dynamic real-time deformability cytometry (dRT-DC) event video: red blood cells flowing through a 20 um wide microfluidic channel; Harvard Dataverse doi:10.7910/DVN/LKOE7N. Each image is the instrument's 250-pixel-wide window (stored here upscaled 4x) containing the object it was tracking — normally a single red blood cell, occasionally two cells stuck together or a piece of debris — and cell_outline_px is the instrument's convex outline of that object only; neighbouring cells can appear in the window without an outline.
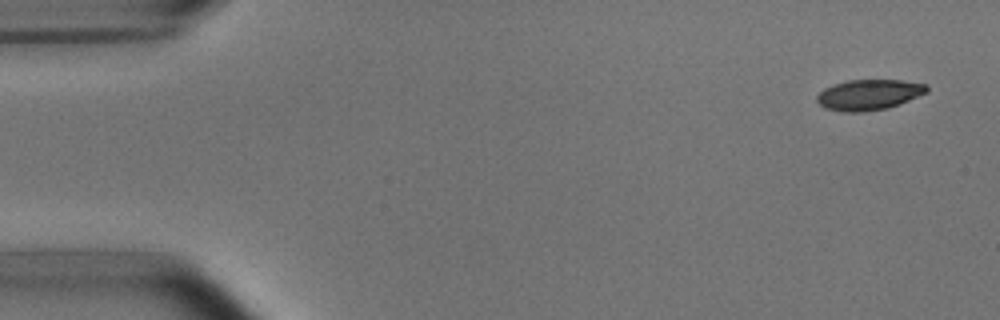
{"species": "common noctule bat (a hibernating species)", "species_latin": "Nyctalus noctula", "temperature_condition": "room temperature", "stored_images_in_passage": 4, "camera_frame_rate_fps": 3000, "um_per_image_px": 0.085, "animal": {"sex": "male", "body_mass_g": 15.6}, "frame": {"image": 1, "passage_image": 1, "time_ms": 0.0, "image_size_px": [1000, 320], "cell_outline_px": [[928, 92], [888, 108], [864, 112], [844, 112], [824, 108], [816, 100], [816, 96], [824, 88], [832, 84], [848, 80], [904, 80], [928, 84]], "centroid_in_image_um": [73.85, 8.05], "position_along_channel_um": 11.2, "area_um2": 19.71}}
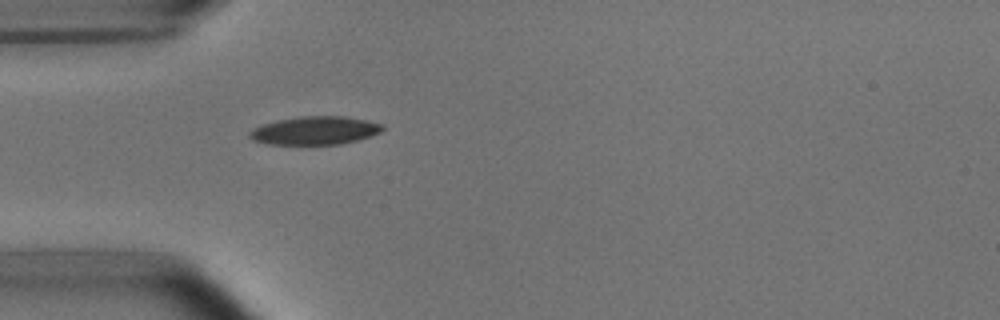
{"frame": {"image": 2, "passage_image": 4, "time_ms": 4.333, "image_size_px": [1000, 320], "cell_outline_px": [[384, 128], [380, 132], [372, 136], [340, 144], [268, 144], [252, 140], [248, 136], [248, 132], [264, 124], [280, 120], [300, 116], [344, 116], [384, 124]], "centroid_in_image_um": [26.79, 11.1], "position_along_channel_um": 58.2, "area_um2": 21.68}}